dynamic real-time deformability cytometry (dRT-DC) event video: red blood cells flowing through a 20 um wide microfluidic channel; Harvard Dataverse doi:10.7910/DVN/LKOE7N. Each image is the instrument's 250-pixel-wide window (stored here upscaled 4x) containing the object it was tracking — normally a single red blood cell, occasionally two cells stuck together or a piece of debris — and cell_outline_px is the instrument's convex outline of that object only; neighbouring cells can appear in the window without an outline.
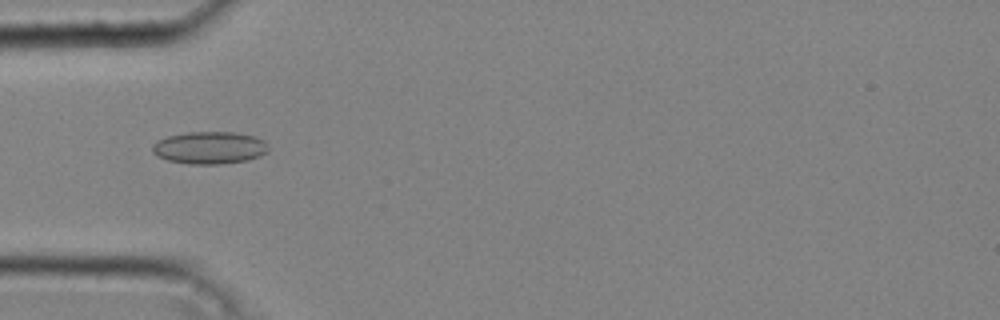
{"species": "common noctule bat (a hibernating species)", "species_latin": "Nyctalus noctula", "temperature_condition": "cold", "stored_images_in_passage": 39, "camera_frame_rate_fps": 3000, "um_per_image_px": 0.085, "animal": {"sex": "male", "body_mass_g": 20.4}, "frame": {"image": 1, "passage_image": 11, "time_ms": 3.333, "image_size_px": [1000, 320], "cell_outline_px": [[268, 152], [260, 156], [248, 160], [220, 164], [188, 164], [168, 160], [156, 156], [152, 152], [152, 144], [156, 140], [168, 136], [188, 132], [232, 132], [256, 136], [264, 140], [268, 148]], "centroid_in_image_um": [17.8, 12.56], "position_along_channel_um": 67.2, "area_um2": 22.08}}
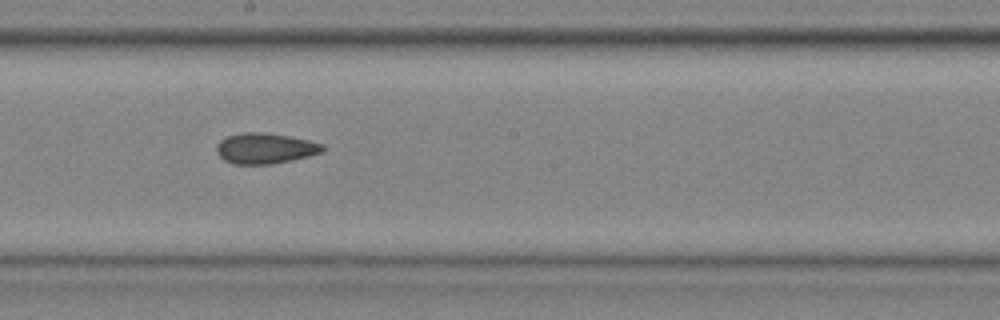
{"frame": {"image": 2, "passage_image": 22, "time_ms": 7.0, "image_size_px": [1000, 320], "cell_outline_px": [[328, 148], [320, 152], [308, 156], [292, 160], [272, 164], [232, 164], [224, 160], [216, 152], [216, 144], [220, 140], [228, 136], [240, 132], [264, 132], [288, 136], [308, 140], [324, 144]], "centroid_in_image_um": [22.52, 12.61], "position_along_channel_um": 225.7, "area_um2": 19.07}}
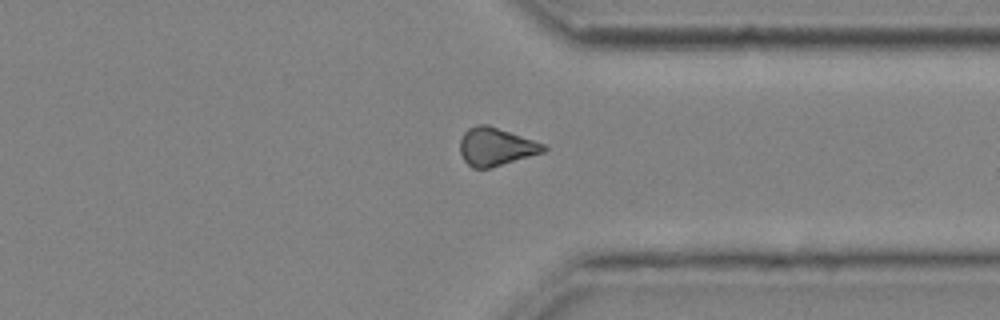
{"frame": {"image": 3, "passage_image": 32, "time_ms": 10.333, "image_size_px": [1000, 320], "cell_outline_px": [[548, 148], [544, 152], [488, 168], [472, 168], [464, 160], [460, 152], [460, 140], [464, 132], [468, 128], [476, 124], [488, 124], [544, 144]], "centroid_in_image_um": [42.12, 12.45], "position_along_channel_um": 369.3, "area_um2": 18.32}, "authors_computed_cell_mechanics": {"area_um2": 19.1896, "velocity_mm_per_s": 4.3319, "shape_relaxation_time_tau1_ms": null, "shape_relaxation_time_tau2_ms": 8.3903, "deformation_change_tau1": null, "deformation_change_tau2": 0.181}}